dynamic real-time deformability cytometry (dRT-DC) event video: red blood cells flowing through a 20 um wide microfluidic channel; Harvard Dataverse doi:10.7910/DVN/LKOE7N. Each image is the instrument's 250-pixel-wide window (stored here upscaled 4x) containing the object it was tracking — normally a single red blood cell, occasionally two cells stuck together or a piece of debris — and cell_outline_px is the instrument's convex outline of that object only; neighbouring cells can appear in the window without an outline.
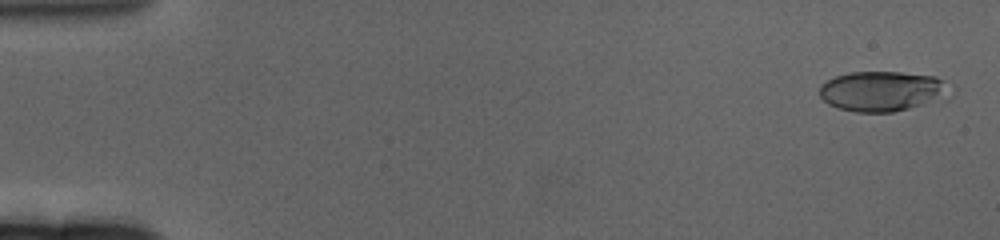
{"species": "human", "species_latin": "Homo sapiens", "temperature_condition": "cold", "stored_images_in_passage": 64, "camera_frame_rate_fps": 3000, "um_per_image_px": 0.085, "donor": {"sex": "female"}, "frame": {"image": 1, "passage_image": 3, "time_ms": 0.667, "image_size_px": [1000, 240], "cell_outline_px": [[956, 92], [908, 108], [892, 112], [856, 112], [840, 108], [828, 104], [820, 96], [820, 84], [836, 76], [848, 72], [900, 72], [936, 76], [956, 84]], "centroid_in_image_um": [75.07, 7.72], "position_along_channel_um": 9.9, "area_um2": 30.69}}
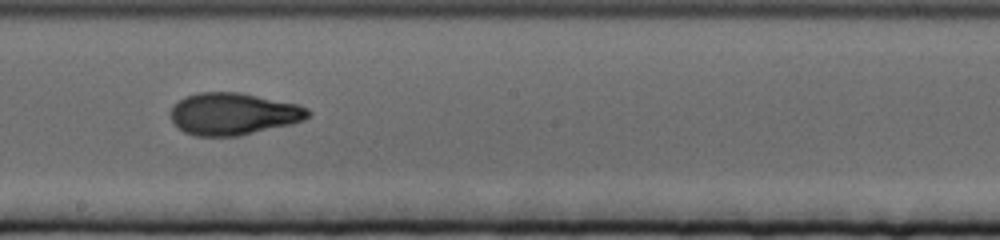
{"frame": {"image": 2, "passage_image": 37, "time_ms": 12.0, "image_size_px": [1000, 240], "cell_outline_px": [[312, 116], [304, 120], [292, 124], [240, 136], [196, 136], [184, 132], [172, 120], [172, 108], [184, 96], [200, 92], [240, 92], [300, 104], [308, 108], [312, 112]], "centroid_in_image_um": [19.92, 9.68], "position_along_channel_um": 228.3, "area_um2": 33.93}}
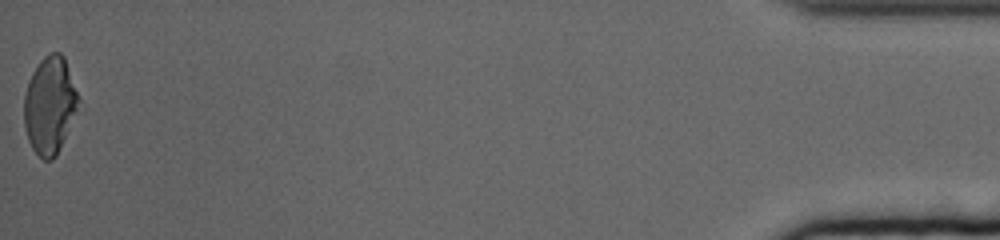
{"frame": {"image": 3, "passage_image": 64, "time_ms": 21.0, "image_size_px": [1000, 240], "cell_outline_px": [[80, 100], [56, 156], [52, 160], [44, 160], [32, 148], [28, 140], [24, 124], [24, 96], [28, 80], [32, 72], [40, 60], [44, 56], [52, 52], [60, 52], [64, 56]], "centroid_in_image_um": [4.2, 8.91], "position_along_channel_um": 431.0, "area_um2": 30.4}, "authors_computed_cell_mechanics": {"area_um2": 32.2813, "velocity_mm_per_s": 3.2508, "shape_relaxation_time_tau1_ms": 6.9802, "shape_relaxation_time_tau2_ms": 1.8371, "deformation_change_tau1": 0.2137, "deformation_change_tau2": 0.0797}}